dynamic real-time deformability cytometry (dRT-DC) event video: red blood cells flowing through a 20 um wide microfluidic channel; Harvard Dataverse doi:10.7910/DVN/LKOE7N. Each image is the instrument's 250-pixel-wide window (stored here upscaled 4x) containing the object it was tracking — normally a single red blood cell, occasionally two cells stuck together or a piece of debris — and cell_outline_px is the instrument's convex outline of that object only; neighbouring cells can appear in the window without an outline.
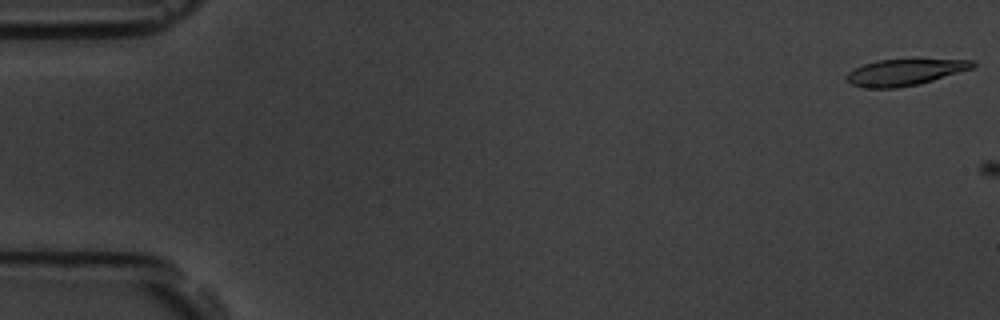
{"species": "common noctule bat (a hibernating species)", "species_latin": "Nyctalus noctula", "temperature_condition": "room temperature", "stored_images_in_passage": 2, "camera_frame_rate_fps": 3000, "um_per_image_px": 0.085, "animal": {"sex": "male", "body_mass_g": 19.5, "forearm_length_mm": 54.6}, "frame": {"image": 1, "passage_image": 1, "time_ms": 0.0, "image_size_px": [1000, 320], "cell_outline_px": [[976, 64], [972, 68], [920, 84], [896, 88], [864, 88], [852, 84], [848, 80], [848, 72], [864, 64], [876, 60], [972, 60]], "centroid_in_image_um": [76.88, 6.15], "position_along_channel_um": 8.1, "area_um2": 18.9}}